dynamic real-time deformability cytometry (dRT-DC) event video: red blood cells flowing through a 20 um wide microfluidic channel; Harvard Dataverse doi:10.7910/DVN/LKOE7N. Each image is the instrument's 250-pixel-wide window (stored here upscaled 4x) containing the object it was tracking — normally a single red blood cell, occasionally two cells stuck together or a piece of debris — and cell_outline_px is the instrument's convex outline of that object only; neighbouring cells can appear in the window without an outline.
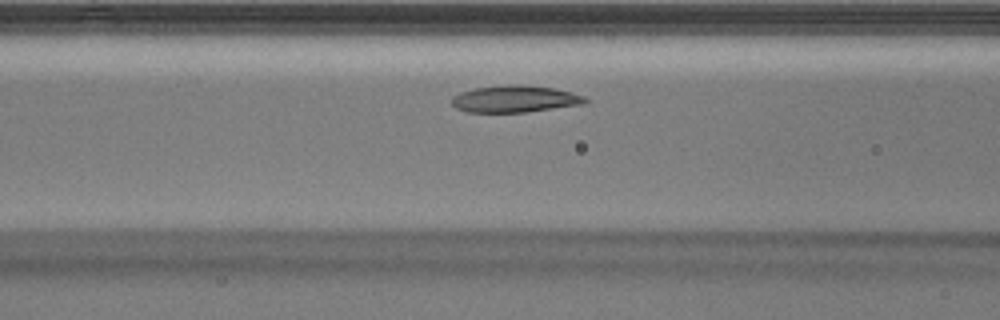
{"species": "Egyptian fruit bat (a non-hibernating species)", "species_latin": "Rousettus aegyptiacus", "temperature_condition": "warm", "stored_images_in_passage": 23, "camera_frame_rate_fps": 3000, "um_per_image_px": 0.085, "animal": {"sex": "male"}, "frame": {"image": 1, "passage_image": 4, "time_ms": 1.0, "image_size_px": [1000, 320], "cell_outline_px": [[588, 100], [584, 104], [524, 112], [468, 112], [456, 108], [452, 104], [452, 96], [460, 92], [476, 88], [504, 84], [524, 84], [552, 88], [584, 96]], "centroid_in_image_um": [43.73, 8.4], "position_along_channel_um": 122.9, "area_um2": 20.81}}
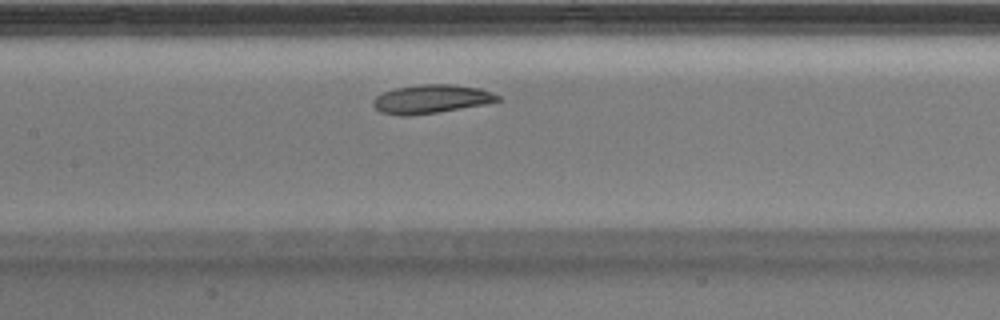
{"frame": {"image": 2, "passage_image": 7, "time_ms": 2.0, "image_size_px": [1000, 320], "cell_outline_px": [[500, 100], [484, 104], [436, 112], [408, 116], [400, 116], [380, 112], [372, 104], [372, 100], [376, 96], [384, 92], [396, 88], [420, 84], [452, 84], [480, 88], [492, 92], [500, 96]], "centroid_in_image_um": [36.63, 8.41], "position_along_channel_um": 170.8, "area_um2": 20.69}}